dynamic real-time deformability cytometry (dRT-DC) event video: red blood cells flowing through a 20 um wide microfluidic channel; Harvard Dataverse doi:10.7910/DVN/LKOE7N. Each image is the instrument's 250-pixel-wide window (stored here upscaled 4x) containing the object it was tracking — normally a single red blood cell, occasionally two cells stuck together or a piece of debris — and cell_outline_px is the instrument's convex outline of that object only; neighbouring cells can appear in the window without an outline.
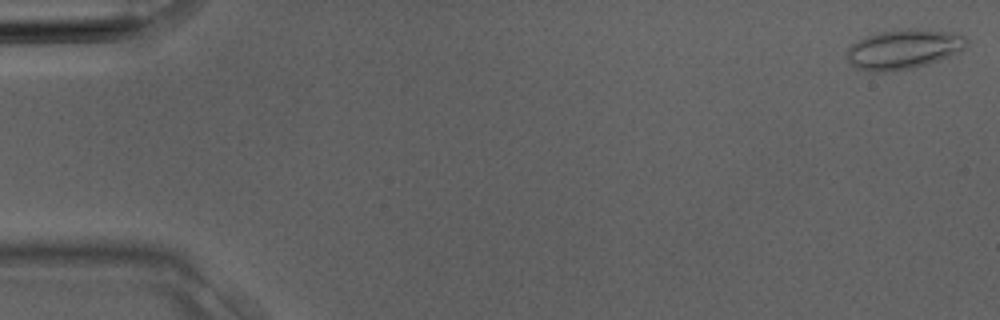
{"species": "Egyptian fruit bat (a non-hibernating species)", "species_latin": "Rousettus aegyptiacus", "temperature_condition": "room temperature", "stored_images_in_passage": 4, "camera_frame_rate_fps": 3000, "um_per_image_px": 0.085, "animal": {"sex": "male"}, "frame": {"image": 1, "passage_image": 1, "time_ms": 0.0, "image_size_px": [1000, 320], "cell_outline_px": [[968, 44], [960, 52], [928, 64], [912, 68], [884, 72], [868, 72], [856, 68], [848, 60], [848, 48], [852, 44], [868, 36], [880, 32], [908, 28], [948, 32], [964, 36], [968, 40]], "centroid_in_image_um": [76.82, 4.2], "position_along_channel_um": 8.2, "area_um2": 27.4}}